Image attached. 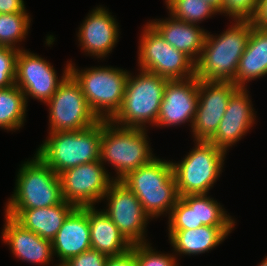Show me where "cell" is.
Masks as SVG:
<instances>
[{
  "label": "cell",
  "instance_id": "obj_3",
  "mask_svg": "<svg viewBox=\"0 0 267 266\" xmlns=\"http://www.w3.org/2000/svg\"><path fill=\"white\" fill-rule=\"evenodd\" d=\"M171 163L156 157L120 180L137 196L151 218L164 212L170 215L179 198Z\"/></svg>",
  "mask_w": 267,
  "mask_h": 266
},
{
  "label": "cell",
  "instance_id": "obj_36",
  "mask_svg": "<svg viewBox=\"0 0 267 266\" xmlns=\"http://www.w3.org/2000/svg\"><path fill=\"white\" fill-rule=\"evenodd\" d=\"M252 21L256 27L267 29V0H259L257 12Z\"/></svg>",
  "mask_w": 267,
  "mask_h": 266
},
{
  "label": "cell",
  "instance_id": "obj_6",
  "mask_svg": "<svg viewBox=\"0 0 267 266\" xmlns=\"http://www.w3.org/2000/svg\"><path fill=\"white\" fill-rule=\"evenodd\" d=\"M69 64V73L79 83L86 102L99 120H110L120 109L129 72L113 67L76 69Z\"/></svg>",
  "mask_w": 267,
  "mask_h": 266
},
{
  "label": "cell",
  "instance_id": "obj_4",
  "mask_svg": "<svg viewBox=\"0 0 267 266\" xmlns=\"http://www.w3.org/2000/svg\"><path fill=\"white\" fill-rule=\"evenodd\" d=\"M167 81L145 70L135 78L129 74L122 105L110 121L121 127L143 129L148 123L156 125Z\"/></svg>",
  "mask_w": 267,
  "mask_h": 266
},
{
  "label": "cell",
  "instance_id": "obj_15",
  "mask_svg": "<svg viewBox=\"0 0 267 266\" xmlns=\"http://www.w3.org/2000/svg\"><path fill=\"white\" fill-rule=\"evenodd\" d=\"M198 85L199 80L196 76L168 80L156 126L169 127L190 122L192 128L198 102Z\"/></svg>",
  "mask_w": 267,
  "mask_h": 266
},
{
  "label": "cell",
  "instance_id": "obj_7",
  "mask_svg": "<svg viewBox=\"0 0 267 266\" xmlns=\"http://www.w3.org/2000/svg\"><path fill=\"white\" fill-rule=\"evenodd\" d=\"M17 174L14 194L6 209L45 208L63 201L59 175L36 153L24 162Z\"/></svg>",
  "mask_w": 267,
  "mask_h": 266
},
{
  "label": "cell",
  "instance_id": "obj_8",
  "mask_svg": "<svg viewBox=\"0 0 267 266\" xmlns=\"http://www.w3.org/2000/svg\"><path fill=\"white\" fill-rule=\"evenodd\" d=\"M180 163H171L179 197L208 194L223 168L225 154L209 141H196Z\"/></svg>",
  "mask_w": 267,
  "mask_h": 266
},
{
  "label": "cell",
  "instance_id": "obj_21",
  "mask_svg": "<svg viewBox=\"0 0 267 266\" xmlns=\"http://www.w3.org/2000/svg\"><path fill=\"white\" fill-rule=\"evenodd\" d=\"M171 18L149 22L175 49L186 54L194 63L199 59L207 31L197 24Z\"/></svg>",
  "mask_w": 267,
  "mask_h": 266
},
{
  "label": "cell",
  "instance_id": "obj_9",
  "mask_svg": "<svg viewBox=\"0 0 267 266\" xmlns=\"http://www.w3.org/2000/svg\"><path fill=\"white\" fill-rule=\"evenodd\" d=\"M138 54L141 70L155 73L167 80L195 76V63L166 42L150 23L144 27Z\"/></svg>",
  "mask_w": 267,
  "mask_h": 266
},
{
  "label": "cell",
  "instance_id": "obj_38",
  "mask_svg": "<svg viewBox=\"0 0 267 266\" xmlns=\"http://www.w3.org/2000/svg\"><path fill=\"white\" fill-rule=\"evenodd\" d=\"M258 266H267V257Z\"/></svg>",
  "mask_w": 267,
  "mask_h": 266
},
{
  "label": "cell",
  "instance_id": "obj_18",
  "mask_svg": "<svg viewBox=\"0 0 267 266\" xmlns=\"http://www.w3.org/2000/svg\"><path fill=\"white\" fill-rule=\"evenodd\" d=\"M91 248L90 225L87 207L75 208L64 220L52 240L53 255L59 257L62 266L69 259Z\"/></svg>",
  "mask_w": 267,
  "mask_h": 266
},
{
  "label": "cell",
  "instance_id": "obj_26",
  "mask_svg": "<svg viewBox=\"0 0 267 266\" xmlns=\"http://www.w3.org/2000/svg\"><path fill=\"white\" fill-rule=\"evenodd\" d=\"M181 198L189 205L196 206L197 228L201 226L234 227L235 221L226 214L220 203L207 194L185 195Z\"/></svg>",
  "mask_w": 267,
  "mask_h": 266
},
{
  "label": "cell",
  "instance_id": "obj_12",
  "mask_svg": "<svg viewBox=\"0 0 267 266\" xmlns=\"http://www.w3.org/2000/svg\"><path fill=\"white\" fill-rule=\"evenodd\" d=\"M108 200L104 212L133 245L145 242V228L150 216L144 211L137 196L120 180H114L103 199Z\"/></svg>",
  "mask_w": 267,
  "mask_h": 266
},
{
  "label": "cell",
  "instance_id": "obj_19",
  "mask_svg": "<svg viewBox=\"0 0 267 266\" xmlns=\"http://www.w3.org/2000/svg\"><path fill=\"white\" fill-rule=\"evenodd\" d=\"M5 215L2 238L10 246L13 255L30 263L49 264L53 258L52 241L43 239L24 228L13 217Z\"/></svg>",
  "mask_w": 267,
  "mask_h": 266
},
{
  "label": "cell",
  "instance_id": "obj_27",
  "mask_svg": "<svg viewBox=\"0 0 267 266\" xmlns=\"http://www.w3.org/2000/svg\"><path fill=\"white\" fill-rule=\"evenodd\" d=\"M169 13L175 19L198 24L218 11L205 0H165Z\"/></svg>",
  "mask_w": 267,
  "mask_h": 266
},
{
  "label": "cell",
  "instance_id": "obj_13",
  "mask_svg": "<svg viewBox=\"0 0 267 266\" xmlns=\"http://www.w3.org/2000/svg\"><path fill=\"white\" fill-rule=\"evenodd\" d=\"M69 64L65 67L61 79H58L53 66L42 57L29 51L20 49L16 58L17 85L27 97L31 96L46 103L54 95L60 83L69 74Z\"/></svg>",
  "mask_w": 267,
  "mask_h": 266
},
{
  "label": "cell",
  "instance_id": "obj_20",
  "mask_svg": "<svg viewBox=\"0 0 267 266\" xmlns=\"http://www.w3.org/2000/svg\"><path fill=\"white\" fill-rule=\"evenodd\" d=\"M76 207L66 201L60 204L33 209H6L5 214L13 217L24 228L43 239L52 241L64 220Z\"/></svg>",
  "mask_w": 267,
  "mask_h": 266
},
{
  "label": "cell",
  "instance_id": "obj_1",
  "mask_svg": "<svg viewBox=\"0 0 267 266\" xmlns=\"http://www.w3.org/2000/svg\"><path fill=\"white\" fill-rule=\"evenodd\" d=\"M234 22L219 36L210 35L207 31L201 55L195 63L198 80L233 82L235 79L254 23L250 20Z\"/></svg>",
  "mask_w": 267,
  "mask_h": 266
},
{
  "label": "cell",
  "instance_id": "obj_32",
  "mask_svg": "<svg viewBox=\"0 0 267 266\" xmlns=\"http://www.w3.org/2000/svg\"><path fill=\"white\" fill-rule=\"evenodd\" d=\"M259 0H223L222 13L234 20L252 21L258 9Z\"/></svg>",
  "mask_w": 267,
  "mask_h": 266
},
{
  "label": "cell",
  "instance_id": "obj_10",
  "mask_svg": "<svg viewBox=\"0 0 267 266\" xmlns=\"http://www.w3.org/2000/svg\"><path fill=\"white\" fill-rule=\"evenodd\" d=\"M46 104L49 106L50 114L49 133L81 131L99 121L89 108L79 83L70 73Z\"/></svg>",
  "mask_w": 267,
  "mask_h": 266
},
{
  "label": "cell",
  "instance_id": "obj_25",
  "mask_svg": "<svg viewBox=\"0 0 267 266\" xmlns=\"http://www.w3.org/2000/svg\"><path fill=\"white\" fill-rule=\"evenodd\" d=\"M26 107L25 95L17 85L0 88V128L19 130L25 120Z\"/></svg>",
  "mask_w": 267,
  "mask_h": 266
},
{
  "label": "cell",
  "instance_id": "obj_5",
  "mask_svg": "<svg viewBox=\"0 0 267 266\" xmlns=\"http://www.w3.org/2000/svg\"><path fill=\"white\" fill-rule=\"evenodd\" d=\"M146 136V128L121 127L103 120L100 161L115 167L118 176L114 180H121L156 158Z\"/></svg>",
  "mask_w": 267,
  "mask_h": 266
},
{
  "label": "cell",
  "instance_id": "obj_34",
  "mask_svg": "<svg viewBox=\"0 0 267 266\" xmlns=\"http://www.w3.org/2000/svg\"><path fill=\"white\" fill-rule=\"evenodd\" d=\"M105 266H137V264L133 251L130 250L123 255L109 257Z\"/></svg>",
  "mask_w": 267,
  "mask_h": 266
},
{
  "label": "cell",
  "instance_id": "obj_17",
  "mask_svg": "<svg viewBox=\"0 0 267 266\" xmlns=\"http://www.w3.org/2000/svg\"><path fill=\"white\" fill-rule=\"evenodd\" d=\"M118 28L116 20L107 10L96 7L79 28V45L91 56L105 57L118 42Z\"/></svg>",
  "mask_w": 267,
  "mask_h": 266
},
{
  "label": "cell",
  "instance_id": "obj_11",
  "mask_svg": "<svg viewBox=\"0 0 267 266\" xmlns=\"http://www.w3.org/2000/svg\"><path fill=\"white\" fill-rule=\"evenodd\" d=\"M103 165L101 161H93L58 174L63 200L77 208L94 206L95 202L103 200L114 181Z\"/></svg>",
  "mask_w": 267,
  "mask_h": 266
},
{
  "label": "cell",
  "instance_id": "obj_22",
  "mask_svg": "<svg viewBox=\"0 0 267 266\" xmlns=\"http://www.w3.org/2000/svg\"><path fill=\"white\" fill-rule=\"evenodd\" d=\"M90 225L91 248L108 257L120 256L131 250L132 244L103 211L87 207Z\"/></svg>",
  "mask_w": 267,
  "mask_h": 266
},
{
  "label": "cell",
  "instance_id": "obj_28",
  "mask_svg": "<svg viewBox=\"0 0 267 266\" xmlns=\"http://www.w3.org/2000/svg\"><path fill=\"white\" fill-rule=\"evenodd\" d=\"M27 12L0 14V46L16 47V43L24 40L30 28V17Z\"/></svg>",
  "mask_w": 267,
  "mask_h": 266
},
{
  "label": "cell",
  "instance_id": "obj_16",
  "mask_svg": "<svg viewBox=\"0 0 267 266\" xmlns=\"http://www.w3.org/2000/svg\"><path fill=\"white\" fill-rule=\"evenodd\" d=\"M247 92V88H238L232 94L217 131L209 140L224 151L239 141L255 121L253 105Z\"/></svg>",
  "mask_w": 267,
  "mask_h": 266
},
{
  "label": "cell",
  "instance_id": "obj_14",
  "mask_svg": "<svg viewBox=\"0 0 267 266\" xmlns=\"http://www.w3.org/2000/svg\"><path fill=\"white\" fill-rule=\"evenodd\" d=\"M232 82L199 80L196 115L192 125L195 141H209L216 133L232 94Z\"/></svg>",
  "mask_w": 267,
  "mask_h": 266
},
{
  "label": "cell",
  "instance_id": "obj_35",
  "mask_svg": "<svg viewBox=\"0 0 267 266\" xmlns=\"http://www.w3.org/2000/svg\"><path fill=\"white\" fill-rule=\"evenodd\" d=\"M26 12L23 0H0V14Z\"/></svg>",
  "mask_w": 267,
  "mask_h": 266
},
{
  "label": "cell",
  "instance_id": "obj_23",
  "mask_svg": "<svg viewBox=\"0 0 267 266\" xmlns=\"http://www.w3.org/2000/svg\"><path fill=\"white\" fill-rule=\"evenodd\" d=\"M266 74L267 29L253 25L247 47L240 58L237 73L232 83L238 88H245L247 81Z\"/></svg>",
  "mask_w": 267,
  "mask_h": 266
},
{
  "label": "cell",
  "instance_id": "obj_2",
  "mask_svg": "<svg viewBox=\"0 0 267 266\" xmlns=\"http://www.w3.org/2000/svg\"><path fill=\"white\" fill-rule=\"evenodd\" d=\"M103 120L81 131L49 133L36 154L56 173L81 164L100 161Z\"/></svg>",
  "mask_w": 267,
  "mask_h": 266
},
{
  "label": "cell",
  "instance_id": "obj_24",
  "mask_svg": "<svg viewBox=\"0 0 267 266\" xmlns=\"http://www.w3.org/2000/svg\"><path fill=\"white\" fill-rule=\"evenodd\" d=\"M233 228L201 226L196 229L169 230V239L176 253L197 255L218 246Z\"/></svg>",
  "mask_w": 267,
  "mask_h": 266
},
{
  "label": "cell",
  "instance_id": "obj_33",
  "mask_svg": "<svg viewBox=\"0 0 267 266\" xmlns=\"http://www.w3.org/2000/svg\"><path fill=\"white\" fill-rule=\"evenodd\" d=\"M108 258L104 253L90 248L80 255L69 259L62 266H105Z\"/></svg>",
  "mask_w": 267,
  "mask_h": 266
},
{
  "label": "cell",
  "instance_id": "obj_37",
  "mask_svg": "<svg viewBox=\"0 0 267 266\" xmlns=\"http://www.w3.org/2000/svg\"><path fill=\"white\" fill-rule=\"evenodd\" d=\"M208 2L213 8H215L219 13L222 14V5L223 0H205Z\"/></svg>",
  "mask_w": 267,
  "mask_h": 266
},
{
  "label": "cell",
  "instance_id": "obj_30",
  "mask_svg": "<svg viewBox=\"0 0 267 266\" xmlns=\"http://www.w3.org/2000/svg\"><path fill=\"white\" fill-rule=\"evenodd\" d=\"M137 266H178L176 257L154 251L148 243L133 244L131 247Z\"/></svg>",
  "mask_w": 267,
  "mask_h": 266
},
{
  "label": "cell",
  "instance_id": "obj_29",
  "mask_svg": "<svg viewBox=\"0 0 267 266\" xmlns=\"http://www.w3.org/2000/svg\"><path fill=\"white\" fill-rule=\"evenodd\" d=\"M168 223V230L196 229V206H189L179 197L170 212Z\"/></svg>",
  "mask_w": 267,
  "mask_h": 266
},
{
  "label": "cell",
  "instance_id": "obj_31",
  "mask_svg": "<svg viewBox=\"0 0 267 266\" xmlns=\"http://www.w3.org/2000/svg\"><path fill=\"white\" fill-rule=\"evenodd\" d=\"M19 49L0 46V88L15 84L16 58Z\"/></svg>",
  "mask_w": 267,
  "mask_h": 266
}]
</instances>
